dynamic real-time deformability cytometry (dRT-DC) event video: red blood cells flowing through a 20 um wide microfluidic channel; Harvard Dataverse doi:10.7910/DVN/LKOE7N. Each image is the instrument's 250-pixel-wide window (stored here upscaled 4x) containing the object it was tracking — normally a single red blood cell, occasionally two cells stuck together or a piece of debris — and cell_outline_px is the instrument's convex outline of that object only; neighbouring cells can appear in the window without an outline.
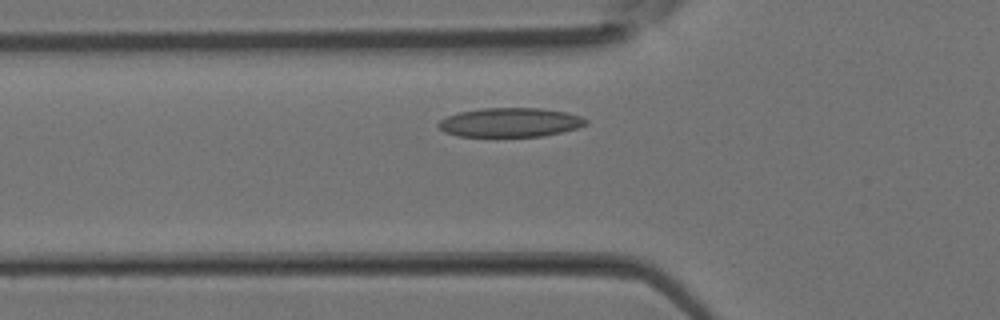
{"species": "Egyptian fruit bat (a non-hibernating species)", "species_latin": "Rousettus aegyptiacus", "temperature_condition": "room temperature", "stored_images_in_passage": 29, "camera_frame_rate_fps": 3000, "um_per_image_px": 0.085, "animal": {"sex": "female"}, "frame": {"image": 1, "passage_image": 6, "time_ms": 1.667, "image_size_px": [1000, 320], "cell_outline_px": [[588, 124], [576, 128], [560, 132], [540, 136], [456, 136], [444, 132], [436, 124], [440, 120], [448, 116], [460, 112], [480, 108], [540, 108], [568, 112], [580, 116], [588, 120]], "centroid_in_image_um": [43.36, 10.4], "position_along_channel_um": 82.4, "area_um2": 24.97}}
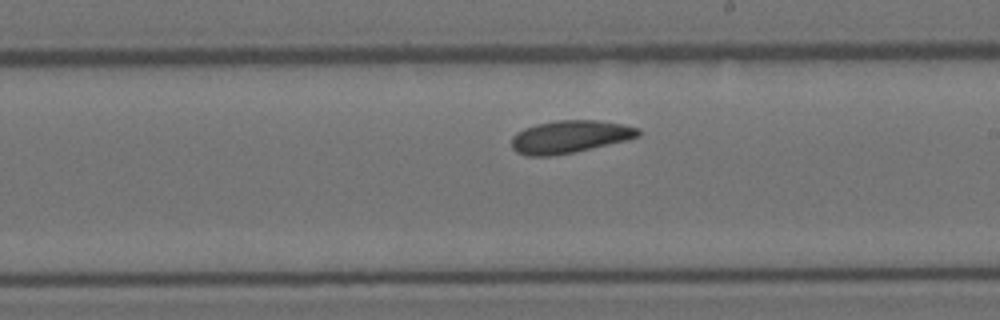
{"frame": {"image": 2, "passage_image": 15, "time_ms": 4.667, "image_size_px": [1000, 320], "cell_outline_px": [[640, 136], [628, 140], [592, 148], [552, 156], [528, 156], [516, 152], [512, 148], [512, 136], [516, 132], [524, 128], [536, 124], [556, 120], [596, 120], [620, 124], [640, 128]], "centroid_in_image_um": [48.42, 11.62], "position_along_channel_um": 240.6, "area_um2": 24.1}}
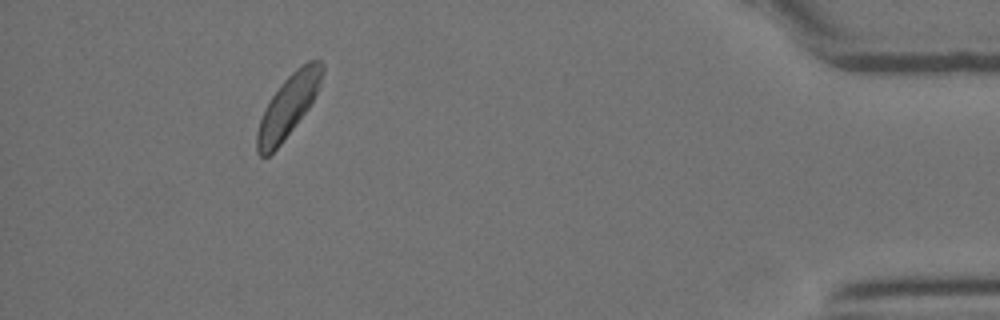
{"frame": {"image": 3, "passage_image": 28, "time_ms": 9.0, "image_size_px": [1000, 320], "cell_outline_px": [[324, 72], [316, 92], [308, 108], [280, 144], [268, 156], [260, 156], [256, 152], [256, 132], [264, 108], [280, 84], [296, 68], [308, 60], [320, 60], [324, 64]], "centroid_in_image_um": [24.47, 8.99], "position_along_channel_um": 410.7, "area_um2": 23.12}}